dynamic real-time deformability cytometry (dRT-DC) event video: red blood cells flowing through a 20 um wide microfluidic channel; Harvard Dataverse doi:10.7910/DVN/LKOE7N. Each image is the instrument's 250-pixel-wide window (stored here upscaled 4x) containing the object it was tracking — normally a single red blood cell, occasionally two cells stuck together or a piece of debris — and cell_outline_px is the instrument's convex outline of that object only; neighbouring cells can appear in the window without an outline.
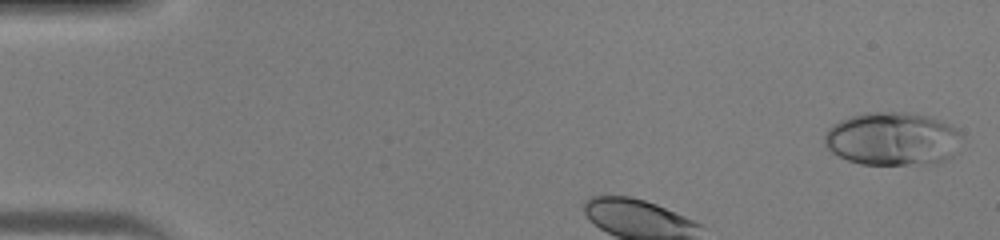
{"species": "human", "species_latin": "Homo sapiens", "temperature_condition": "warm", "stored_images_in_passage": 31, "camera_frame_rate_fps": 3000, "um_per_image_px": 0.085, "donor": {"sex": "male"}, "frame": {"image": 1, "passage_image": 1, "time_ms": 0.0, "image_size_px": [1000, 240], "cell_outline_px": [[960, 136], [952, 156], [936, 164], [860, 164], [848, 160], [832, 152], [824, 144], [824, 136], [828, 128], [832, 124], [840, 120], [864, 112], [904, 112], [928, 116], [940, 120], [956, 128]], "centroid_in_image_um": [75.82, 11.8], "position_along_channel_um": 9.2, "area_um2": 42.48}}
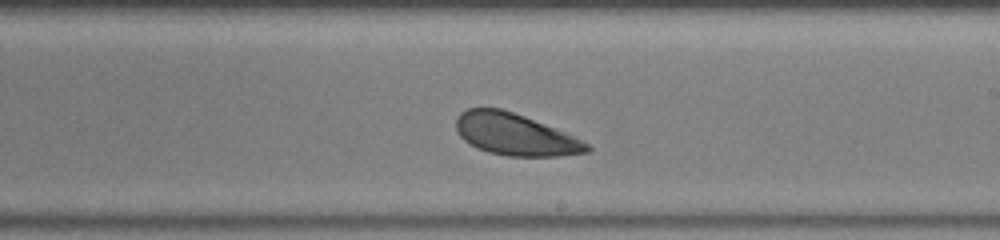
{"frame": {"image": 2, "passage_image": 20, "time_ms": 6.333, "image_size_px": [1000, 240], "cell_outline_px": [[592, 148], [588, 152], [560, 156], [508, 156], [488, 152], [476, 148], [464, 140], [460, 136], [456, 128], [456, 120], [460, 112], [468, 108], [500, 108], [524, 116], [564, 132], [588, 144]], "centroid_in_image_um": [43.75, 11.43], "position_along_channel_um": 245.3, "area_um2": 31.56}}
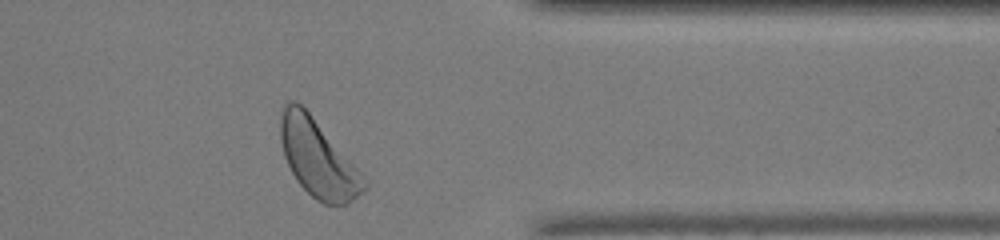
{"frame": {"image": 3, "passage_image": 30, "time_ms": 9.667, "image_size_px": [1000, 240], "cell_outline_px": [[368, 188], [348, 204], [324, 204], [316, 200], [296, 180], [284, 156], [280, 140], [280, 120], [284, 104], [288, 100], [296, 100], [308, 112], [352, 164], [368, 184]], "centroid_in_image_um": [26.98, 13.48], "position_along_channel_um": 384.4, "area_um2": 36.53}}